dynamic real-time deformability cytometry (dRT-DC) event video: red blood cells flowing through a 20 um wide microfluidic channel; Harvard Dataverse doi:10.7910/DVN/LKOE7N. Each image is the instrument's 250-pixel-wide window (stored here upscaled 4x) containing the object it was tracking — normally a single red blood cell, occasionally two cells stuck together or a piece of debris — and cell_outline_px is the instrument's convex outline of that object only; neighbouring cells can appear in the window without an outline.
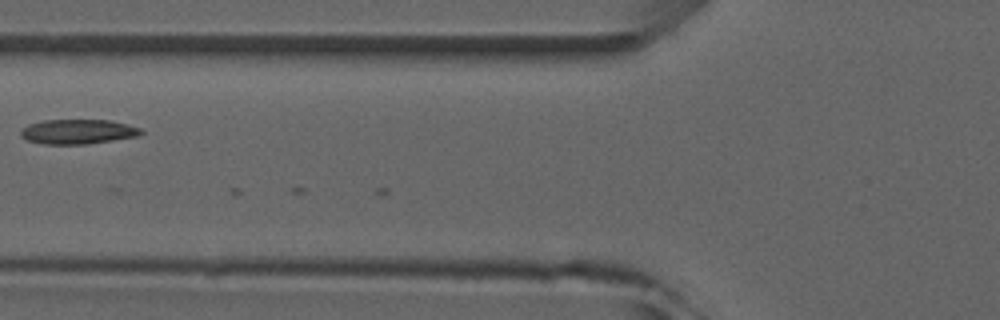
{"species": "common noctule bat (a hibernating species)", "species_latin": "Nyctalus noctula", "temperature_condition": "room temperature", "stored_images_in_passage": 3, "camera_frame_rate_fps": 3000, "um_per_image_px": 0.085, "animal": {"sex": "male", "forearm_length_mm": 52.5}, "frame": {"image": 1, "passage_image": 3, "time_ms": 2.333, "image_size_px": [1000, 320], "cell_outline_px": [[144, 132], [140, 136], [84, 144], [44, 144], [28, 140], [20, 136], [20, 132], [28, 124], [44, 120], [108, 120], [128, 124], [140, 128]], "centroid_in_image_um": [6.64, 11.19], "position_along_channel_um": 119.2, "area_um2": 17.22}}